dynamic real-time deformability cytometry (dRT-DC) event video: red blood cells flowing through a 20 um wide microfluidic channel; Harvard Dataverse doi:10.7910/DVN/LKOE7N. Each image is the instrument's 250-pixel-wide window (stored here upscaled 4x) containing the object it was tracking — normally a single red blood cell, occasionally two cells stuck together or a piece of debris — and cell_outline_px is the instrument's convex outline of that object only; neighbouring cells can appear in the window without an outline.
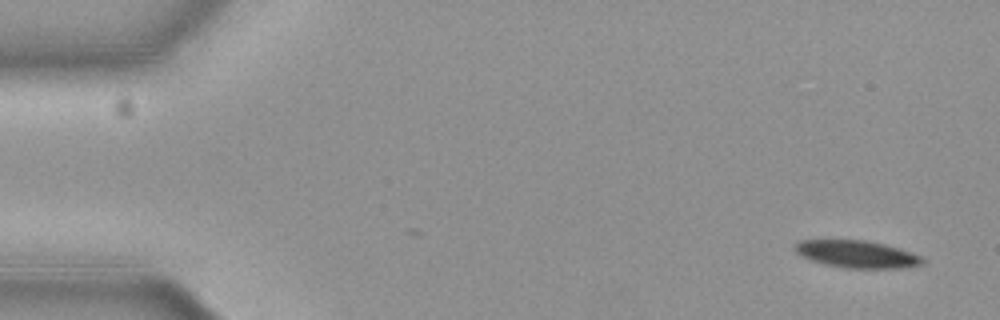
{"species": "common noctule bat (a hibernating species)", "species_latin": "Nyctalus noctula", "temperature_condition": "cold", "stored_images_in_passage": 46, "camera_frame_rate_fps": 3000, "um_per_image_px": 0.085, "animal": {"sex": "female", "body_mass_g": 19.3, "forearm_length_mm": 54.1}, "frame": {"image": 1, "passage_image": 1, "time_ms": 0.0, "image_size_px": [1000, 320], "cell_outline_px": [[928, 260], [924, 264], [904, 268], [844, 268], [824, 264], [800, 256], [792, 248], [792, 244], [800, 240], [864, 240], [884, 244], [900, 248], [912, 252]], "centroid_in_image_um": [72.84, 21.6], "position_along_channel_um": 12.2, "area_um2": 20.63}}
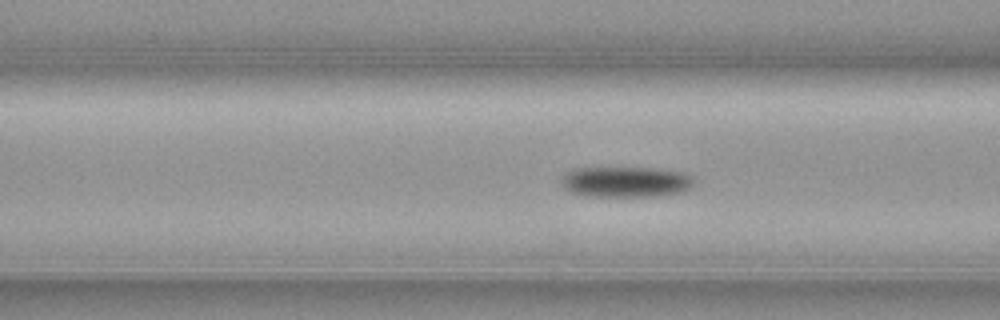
{"frame": {"image": 2, "passage_image": 20, "time_ms": 6.333, "image_size_px": [1000, 320], "cell_outline_px": [[692, 188], [684, 192], [660, 196], [584, 196], [572, 192], [564, 188], [564, 176], [568, 172], [580, 168], [652, 168], [684, 172], [692, 176]], "centroid_in_image_um": [53.28, 15.47], "position_along_channel_um": 113.3, "area_um2": 23.52}}
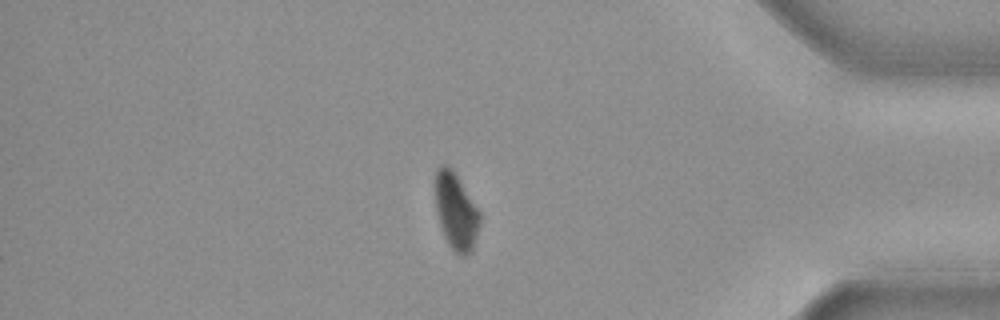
{"frame": {"image": 3, "passage_image": 46, "time_ms": 15.0, "image_size_px": [1000, 320], "cell_outline_px": [[480, 224], [472, 252], [464, 256], [460, 256], [448, 244], [444, 236], [436, 212], [436, 168], [444, 164], [452, 168], [480, 212]], "centroid_in_image_um": [38.77, 17.99], "position_along_channel_um": 396.4, "area_um2": 19.77}, "authors_computed_cell_mechanics": {"area_um2": 23.3223, "velocity_mm_per_s": 3.6572, "shape_relaxation_time_tau1_ms": 3.7225, "shape_relaxation_time_tau2_ms": null, "deformation_change_tau1": 0.1007, "deformation_change_tau2": null}}